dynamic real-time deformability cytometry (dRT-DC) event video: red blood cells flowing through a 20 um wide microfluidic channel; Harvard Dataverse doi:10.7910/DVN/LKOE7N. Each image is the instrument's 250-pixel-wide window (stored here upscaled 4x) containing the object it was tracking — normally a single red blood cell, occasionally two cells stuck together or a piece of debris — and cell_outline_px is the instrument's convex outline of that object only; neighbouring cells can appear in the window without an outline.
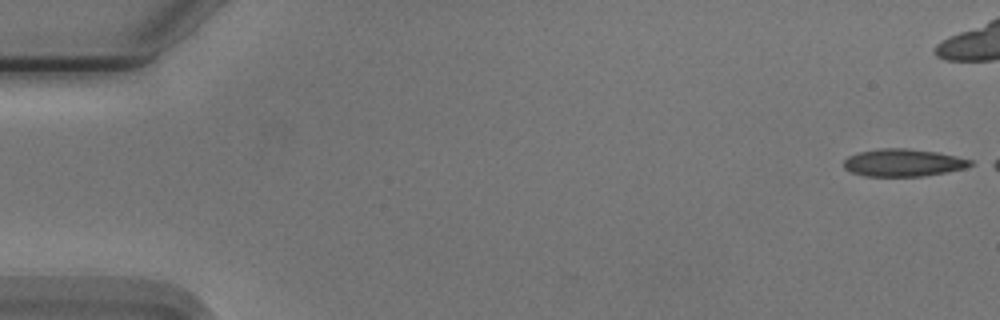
{"species": "Egyptian fruit bat (a non-hibernating species)", "species_latin": "Rousettus aegyptiacus", "temperature_condition": "cold", "stored_images_in_passage": 8, "camera_frame_rate_fps": 3000, "um_per_image_px": 0.085, "animal": {"sex": "male"}, "frame": {"image": 1, "passage_image": 1, "time_ms": 0.0, "image_size_px": [1000, 320], "cell_outline_px": [[976, 164], [964, 168], [924, 176], [864, 176], [852, 172], [844, 168], [844, 160], [848, 156], [860, 152], [880, 148], [908, 148], [936, 152], [956, 156], [972, 160]], "centroid_in_image_um": [76.78, 13.82], "position_along_channel_um": 8.2, "area_um2": 20.23}}